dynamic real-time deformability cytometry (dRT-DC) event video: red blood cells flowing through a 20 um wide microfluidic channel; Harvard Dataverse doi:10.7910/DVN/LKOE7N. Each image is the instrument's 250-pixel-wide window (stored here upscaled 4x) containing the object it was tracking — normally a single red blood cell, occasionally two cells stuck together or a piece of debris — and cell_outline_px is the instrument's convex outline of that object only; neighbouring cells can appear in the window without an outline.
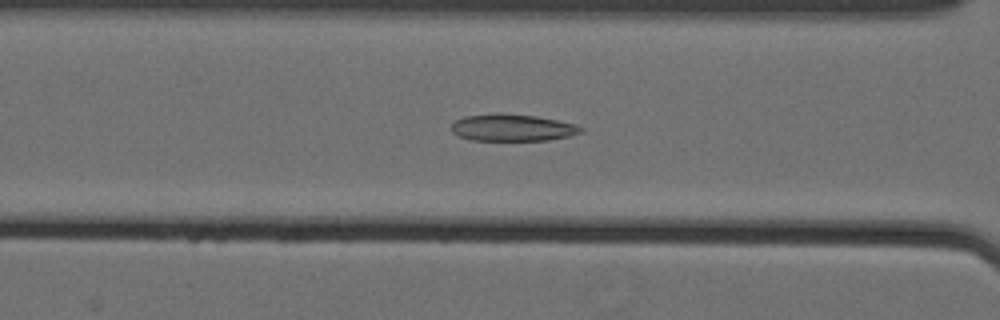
{"species": "Egyptian fruit bat (a non-hibernating species)", "species_latin": "Rousettus aegyptiacus", "temperature_condition": "cold", "stored_images_in_passage": 60, "camera_frame_rate_fps": 3000, "um_per_image_px": 0.085, "animal": {"sex": "female"}, "frame": {"image": 1, "passage_image": 28, "time_ms": 9.0, "image_size_px": [1000, 320], "cell_outline_px": [[584, 132], [568, 136], [548, 140], [472, 140], [460, 136], [452, 132], [452, 124], [456, 120], [464, 116], [500, 112], [536, 116], [576, 124], [584, 128]], "centroid_in_image_um": [43.57, 10.84], "position_along_channel_um": 123.0, "area_um2": 20.4}}
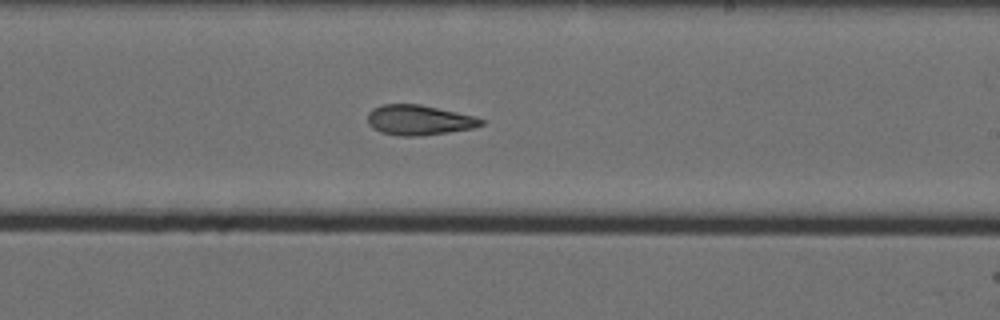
{"frame": {"image": 2, "passage_image": 39, "time_ms": 12.667, "image_size_px": [1000, 320], "cell_outline_px": [[484, 124], [472, 128], [448, 132], [420, 136], [400, 136], [380, 132], [372, 128], [368, 124], [368, 112], [372, 108], [384, 104], [420, 104], [476, 116], [484, 120]], "centroid_in_image_um": [35.6, 10.2], "position_along_channel_um": 253.4, "area_um2": 20.0}}
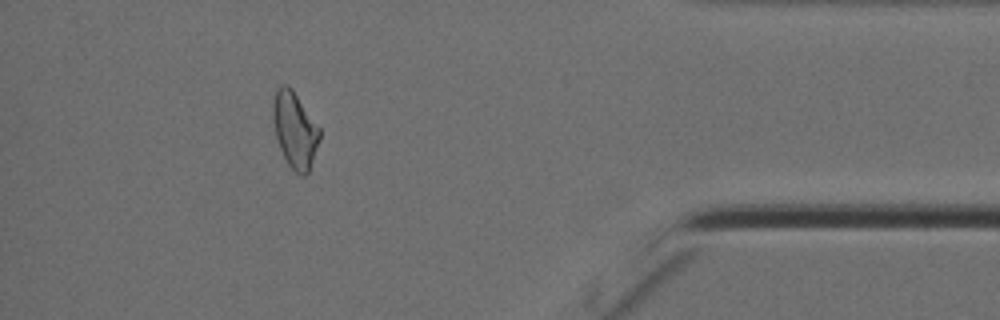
{"frame": {"image": 3, "passage_image": 55, "time_ms": 18.0, "image_size_px": [1000, 320], "cell_outline_px": [[320, 140], [308, 172], [304, 176], [300, 176], [288, 164], [280, 148], [276, 136], [272, 116], [272, 104], [276, 88], [280, 84], [288, 84], [292, 88], [320, 128]], "centroid_in_image_um": [25.05, 11.0], "position_along_channel_um": 410.1, "area_um2": 20.69}, "authors_computed_cell_mechanics": {"area_um2": 21.2704, "velocity_mm_per_s": 3.554, "shape_relaxation_time_tau1_ms": null, "shape_relaxation_time_tau2_ms": 4.1556, "deformation_change_tau1": null, "deformation_change_tau2": 0.1092}}